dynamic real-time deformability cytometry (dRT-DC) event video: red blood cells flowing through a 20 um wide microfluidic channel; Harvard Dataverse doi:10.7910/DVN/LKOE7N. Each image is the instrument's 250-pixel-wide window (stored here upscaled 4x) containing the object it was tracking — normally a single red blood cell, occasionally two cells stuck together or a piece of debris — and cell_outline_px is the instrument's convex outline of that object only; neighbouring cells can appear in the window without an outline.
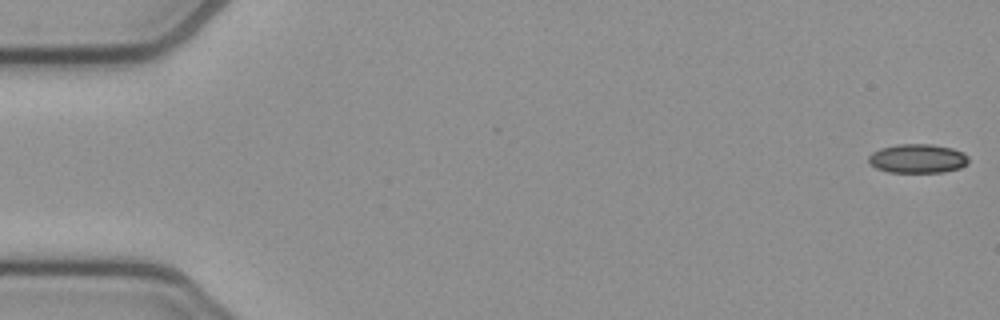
{"species": "common noctule bat (a hibernating species)", "species_latin": "Nyctalus noctula", "temperature_condition": "cold", "stored_images_in_passage": 53, "camera_frame_rate_fps": 3000, "um_per_image_px": 0.085, "animal": {"sex": "female", "body_mass_g": 21.9}, "frame": {"image": 1, "passage_image": 1, "time_ms": 0.0, "image_size_px": [1000, 320], "cell_outline_px": [[968, 164], [960, 168], [944, 172], [888, 172], [876, 168], [868, 160], [868, 156], [872, 152], [880, 148], [896, 144], [932, 144], [952, 148], [964, 152], [968, 156]], "centroid_in_image_um": [78.01, 13.47], "position_along_channel_um": 7.0, "area_um2": 17.05}}
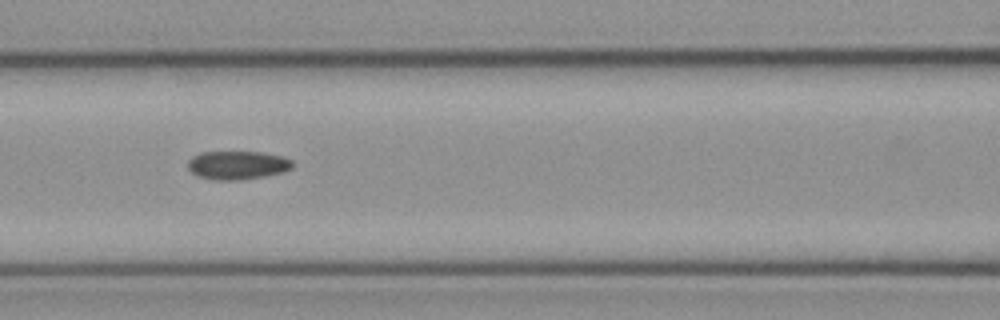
{"frame": {"image": 2, "passage_image": 23, "time_ms": 7.333, "image_size_px": [1000, 320], "cell_outline_px": [[292, 168], [284, 172], [264, 176], [236, 180], [216, 180], [200, 176], [192, 172], [188, 168], [188, 160], [192, 156], [200, 152], [260, 152], [284, 156], [292, 160]], "centroid_in_image_um": [20.2, 14.02], "position_along_channel_um": 146.4, "area_um2": 17.34}}
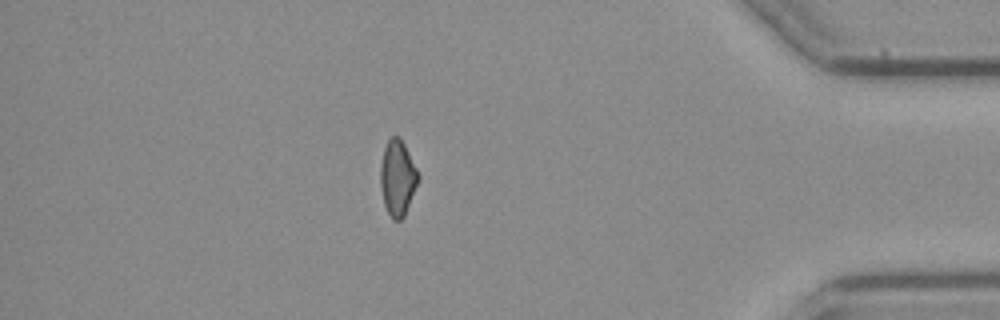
{"frame": {"image": 3, "passage_image": 46, "time_ms": 15.0, "image_size_px": [1000, 320], "cell_outline_px": [[420, 180], [404, 216], [400, 220], [392, 220], [384, 204], [380, 184], [380, 164], [384, 148], [388, 140], [392, 136], [400, 136], [420, 176]], "centroid_in_image_um": [33.79, 15.12], "position_along_channel_um": 401.4, "area_um2": 16.7}, "authors_computed_cell_mechanics": {"area_um2": 17.34, "velocity_mm_per_s": 3.8734, "shape_relaxation_time_tau1_ms": null, "shape_relaxation_time_tau2_ms": 2.9416, "deformation_change_tau1": null, "deformation_change_tau2": 0.0748}}